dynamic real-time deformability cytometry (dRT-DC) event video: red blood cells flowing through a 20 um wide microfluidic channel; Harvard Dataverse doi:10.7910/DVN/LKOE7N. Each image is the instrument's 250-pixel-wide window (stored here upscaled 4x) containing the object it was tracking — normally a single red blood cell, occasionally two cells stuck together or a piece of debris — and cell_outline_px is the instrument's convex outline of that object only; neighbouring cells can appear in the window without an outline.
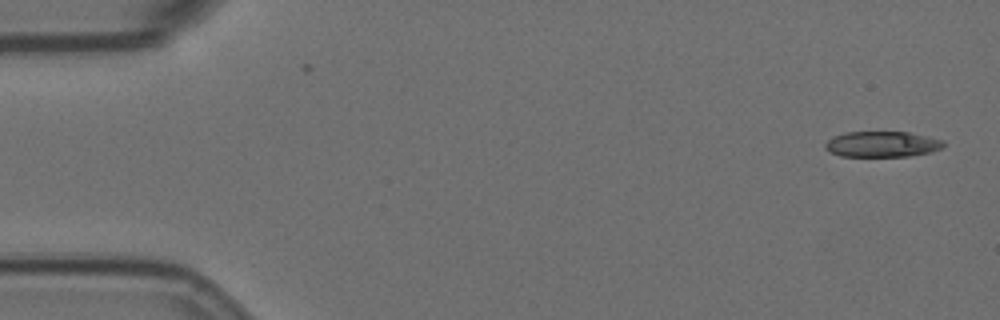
{"species": "Egyptian fruit bat (a non-hibernating species)", "species_latin": "Rousettus aegyptiacus", "temperature_condition": "room temperature", "stored_images_in_passage": 56, "camera_frame_rate_fps": 3000, "um_per_image_px": 0.085, "animal": {"sex": "female"}, "frame": {"image": 1, "passage_image": 1, "time_ms": 0.0, "image_size_px": [1000, 320], "cell_outline_px": [[944, 144], [940, 148], [932, 152], [908, 156], [840, 156], [824, 148], [824, 144], [832, 136], [844, 132], [908, 132], [944, 140]], "centroid_in_image_um": [74.95, 12.25], "position_along_channel_um": 10.0, "area_um2": 17.69}}
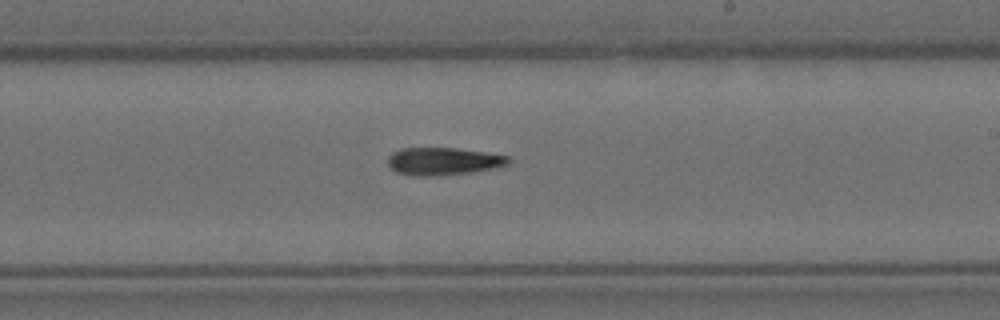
{"frame": {"image": 2, "passage_image": 32, "time_ms": 10.333, "image_size_px": [1000, 320], "cell_outline_px": [[512, 160], [508, 164], [496, 168], [472, 172], [436, 176], [412, 176], [396, 172], [388, 164], [388, 156], [392, 152], [400, 148], [456, 148], [484, 152], [508, 156]], "centroid_in_image_um": [37.67, 13.71], "position_along_channel_um": 251.3, "area_um2": 19.54}}
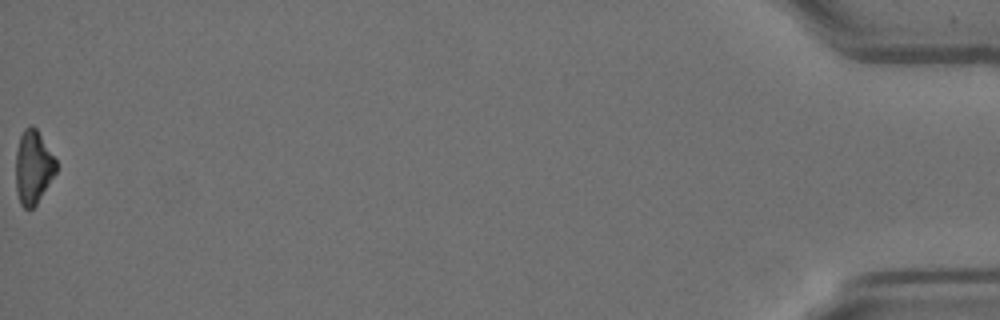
{"frame": {"image": 3, "passage_image": 56, "time_ms": 18.333, "image_size_px": [1000, 320], "cell_outline_px": [[56, 172], [36, 204], [32, 208], [24, 208], [20, 204], [16, 192], [16, 152], [20, 136], [24, 128], [32, 124], [36, 128], [56, 160]], "centroid_in_image_um": [2.8, 14.2], "position_along_channel_um": 432.4, "area_um2": 17.11}, "authors_computed_cell_mechanics": {"area_um2": 19.1896, "velocity_mm_per_s": 3.5626, "shape_relaxation_time_tau1_ms": 6.3323, "shape_relaxation_time_tau2_ms": null, "deformation_change_tau1": 0.2056, "deformation_change_tau2": null}}